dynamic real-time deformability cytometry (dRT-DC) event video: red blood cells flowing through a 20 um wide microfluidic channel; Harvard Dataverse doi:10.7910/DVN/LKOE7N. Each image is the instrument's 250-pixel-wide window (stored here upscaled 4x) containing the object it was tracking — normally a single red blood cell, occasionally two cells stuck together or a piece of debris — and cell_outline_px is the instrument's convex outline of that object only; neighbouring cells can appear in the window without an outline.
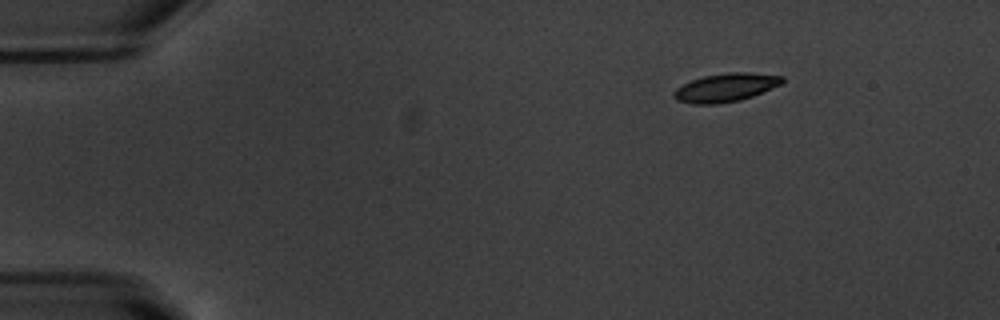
{"species": "common noctule bat (a hibernating species)", "species_latin": "Nyctalus noctula", "temperature_condition": "warm", "stored_images_in_passage": 48, "camera_frame_rate_fps": 3000, "um_per_image_px": 0.085, "animal": {"sex": "male", "body_mass_g": 20.1, "forearm_length_mm": 53.5}, "frame": {"image": 1, "passage_image": 1, "time_ms": 0.0, "image_size_px": [1000, 320], "cell_outline_px": [[784, 80], [780, 84], [752, 96], [740, 100], [716, 104], [692, 104], [676, 100], [672, 96], [672, 92], [676, 88], [692, 80], [704, 76], [728, 72], [748, 72], [784, 76]], "centroid_in_image_um": [61.64, 7.44], "position_along_channel_um": 23.4, "area_um2": 17.86}}
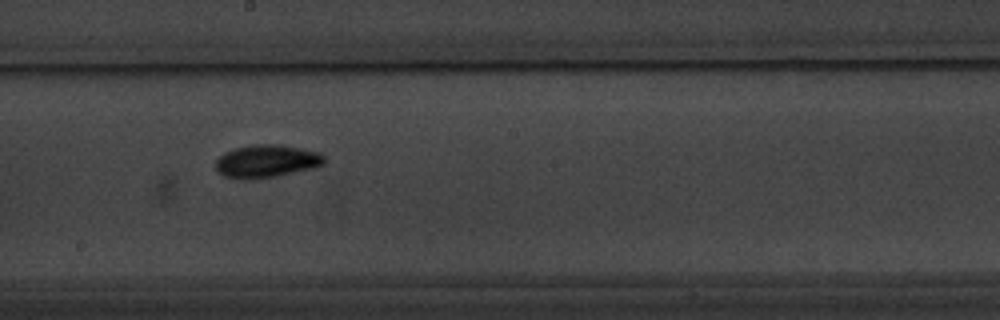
{"frame": {"image": 2, "passage_image": 24, "time_ms": 7.667, "image_size_px": [1000, 320], "cell_outline_px": [[324, 164], [316, 168], [276, 176], [224, 176], [216, 168], [216, 160], [224, 152], [236, 148], [252, 144], [280, 144], [320, 152], [324, 156]], "centroid_in_image_um": [22.74, 13.64], "position_along_channel_um": 225.5, "area_um2": 20.11}}
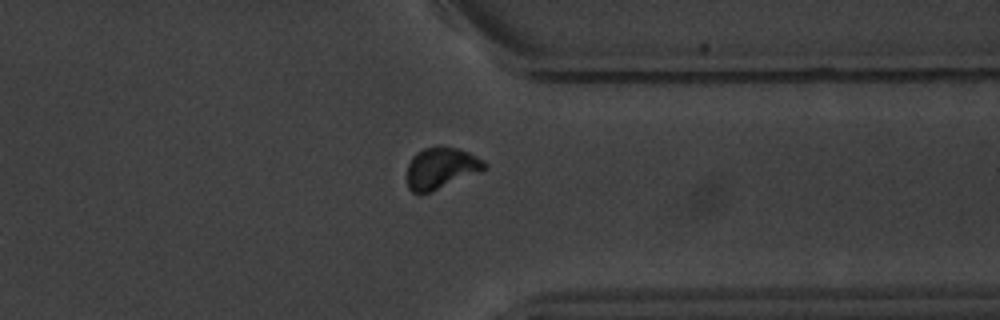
{"frame": {"image": 3, "passage_image": 36, "time_ms": 11.667, "image_size_px": [1000, 320], "cell_outline_px": [[488, 168], [480, 172], [432, 192], [412, 192], [408, 188], [408, 164], [412, 156], [416, 152], [424, 148], [440, 144], [456, 148], [468, 152], [484, 160], [488, 164]], "centroid_in_image_um": [37.52, 14.26], "position_along_channel_um": 373.9, "area_um2": 18.96}, "authors_computed_cell_mechanics": {"area_um2": 18.2937, "velocity_mm_per_s": 3.7562, "shape_relaxation_time_tau1_ms": 3.5074, "shape_relaxation_time_tau2_ms": 3.108, "deformation_change_tau1": 0.1318, "deformation_change_tau2": 0.0729}}